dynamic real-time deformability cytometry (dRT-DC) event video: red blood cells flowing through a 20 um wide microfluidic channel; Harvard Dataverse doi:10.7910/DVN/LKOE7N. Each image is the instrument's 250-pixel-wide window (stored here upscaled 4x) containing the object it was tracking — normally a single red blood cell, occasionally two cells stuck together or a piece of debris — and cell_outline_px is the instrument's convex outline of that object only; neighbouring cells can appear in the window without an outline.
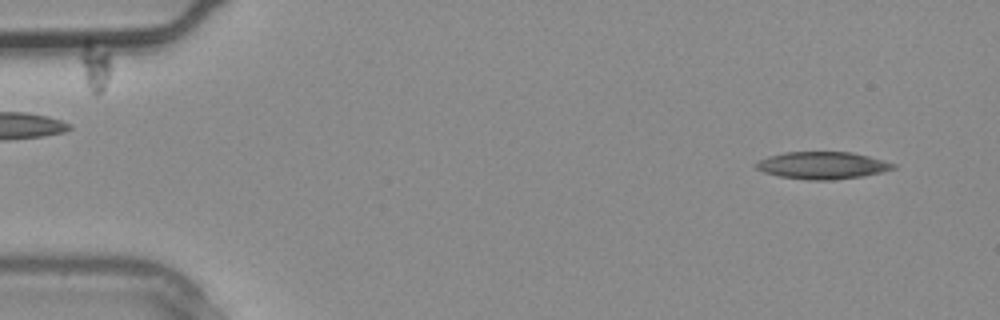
{"species": "common noctule bat (a hibernating species)", "species_latin": "Nyctalus noctula", "temperature_condition": "warm", "stored_images_in_passage": 2, "segment_of_instrument_passage": [2, 2], "camera_frame_rate_fps": 3000, "um_per_image_px": 0.085, "animal": {"sex": "male", "body_mass_g": 20.4}, "frame": {"image": 1, "passage_image": 2, "time_ms": 0.333, "image_size_px": [1000, 320], "cell_outline_px": [[896, 168], [864, 176], [832, 180], [808, 180], [780, 176], [764, 172], [756, 168], [752, 164], [768, 156], [784, 152], [852, 152], [884, 160], [896, 164]], "centroid_in_image_um": [69.9, 14.05], "position_along_channel_um": 15.1, "area_um2": 21.79}}